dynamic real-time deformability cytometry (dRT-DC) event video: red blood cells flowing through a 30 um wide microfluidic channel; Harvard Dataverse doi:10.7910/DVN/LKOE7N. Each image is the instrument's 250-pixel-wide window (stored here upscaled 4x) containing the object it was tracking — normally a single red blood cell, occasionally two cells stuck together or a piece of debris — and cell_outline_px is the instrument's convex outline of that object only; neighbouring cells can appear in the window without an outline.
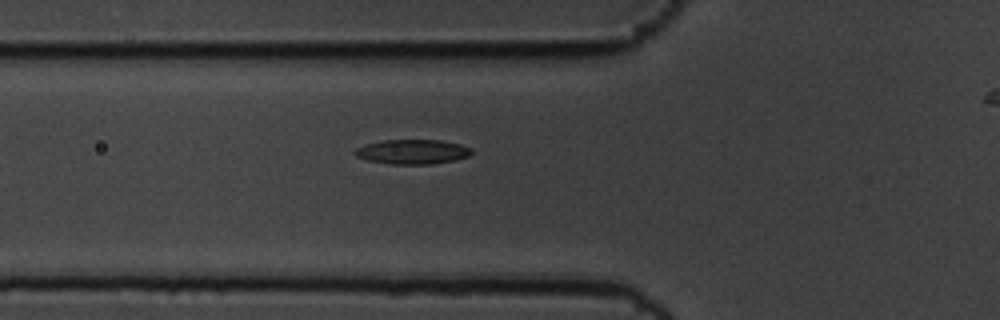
{"species": "common noctule bat (a hibernating species)", "species_latin": "Nyctalus noctula", "temperature_condition": "cold", "stored_images_in_passage": 8, "segment_of_instrument_passage": [1, 2], "camera_frame_rate_fps": 3000, "um_per_image_px": 0.085, "animal": {"sex": "male", "body_mass_g": 19.5, "forearm_length_mm": 54.6}, "frame": {"image": 1, "passage_image": 7, "time_ms": 2.0, "image_size_px": [1000, 320], "cell_outline_px": [[472, 152], [468, 156], [456, 160], [432, 164], [388, 164], [368, 160], [356, 156], [352, 152], [356, 148], [364, 144], [384, 140], [440, 140], [460, 144], [472, 148]], "centroid_in_image_um": [35.04, 12.9], "position_along_channel_um": 90.8, "area_um2": 16.82}}